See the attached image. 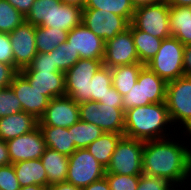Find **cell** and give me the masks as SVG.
<instances>
[{
    "label": "cell",
    "mask_w": 191,
    "mask_h": 190,
    "mask_svg": "<svg viewBox=\"0 0 191 190\" xmlns=\"http://www.w3.org/2000/svg\"><path fill=\"white\" fill-rule=\"evenodd\" d=\"M178 139L180 134L178 142L172 136L144 141L142 152L143 174L167 179L177 189L191 179V146Z\"/></svg>",
    "instance_id": "obj_1"
},
{
    "label": "cell",
    "mask_w": 191,
    "mask_h": 190,
    "mask_svg": "<svg viewBox=\"0 0 191 190\" xmlns=\"http://www.w3.org/2000/svg\"><path fill=\"white\" fill-rule=\"evenodd\" d=\"M170 125L166 102L137 106L125 111L124 136L142 141L175 136Z\"/></svg>",
    "instance_id": "obj_2"
},
{
    "label": "cell",
    "mask_w": 191,
    "mask_h": 190,
    "mask_svg": "<svg viewBox=\"0 0 191 190\" xmlns=\"http://www.w3.org/2000/svg\"><path fill=\"white\" fill-rule=\"evenodd\" d=\"M166 105L172 125L177 124L184 137L191 136V78L181 76L166 85ZM179 122V123H177ZM180 124H182L180 127ZM186 130V131H185ZM189 133V134H188ZM189 142L191 141V138Z\"/></svg>",
    "instance_id": "obj_3"
},
{
    "label": "cell",
    "mask_w": 191,
    "mask_h": 190,
    "mask_svg": "<svg viewBox=\"0 0 191 190\" xmlns=\"http://www.w3.org/2000/svg\"><path fill=\"white\" fill-rule=\"evenodd\" d=\"M167 83L144 65L137 83L123 96V110L151 103L166 102Z\"/></svg>",
    "instance_id": "obj_4"
},
{
    "label": "cell",
    "mask_w": 191,
    "mask_h": 190,
    "mask_svg": "<svg viewBox=\"0 0 191 190\" xmlns=\"http://www.w3.org/2000/svg\"><path fill=\"white\" fill-rule=\"evenodd\" d=\"M184 45L175 37L162 40L156 55L145 65L166 83L176 80L183 73Z\"/></svg>",
    "instance_id": "obj_5"
},
{
    "label": "cell",
    "mask_w": 191,
    "mask_h": 190,
    "mask_svg": "<svg viewBox=\"0 0 191 190\" xmlns=\"http://www.w3.org/2000/svg\"><path fill=\"white\" fill-rule=\"evenodd\" d=\"M144 141L123 136L112 154L105 173L142 175V152Z\"/></svg>",
    "instance_id": "obj_6"
},
{
    "label": "cell",
    "mask_w": 191,
    "mask_h": 190,
    "mask_svg": "<svg viewBox=\"0 0 191 190\" xmlns=\"http://www.w3.org/2000/svg\"><path fill=\"white\" fill-rule=\"evenodd\" d=\"M103 60L79 59L65 74V95L78 104L90 101V81Z\"/></svg>",
    "instance_id": "obj_7"
},
{
    "label": "cell",
    "mask_w": 191,
    "mask_h": 190,
    "mask_svg": "<svg viewBox=\"0 0 191 190\" xmlns=\"http://www.w3.org/2000/svg\"><path fill=\"white\" fill-rule=\"evenodd\" d=\"M66 182L85 188L105 176L106 168L85 149H77L69 157Z\"/></svg>",
    "instance_id": "obj_8"
},
{
    "label": "cell",
    "mask_w": 191,
    "mask_h": 190,
    "mask_svg": "<svg viewBox=\"0 0 191 190\" xmlns=\"http://www.w3.org/2000/svg\"><path fill=\"white\" fill-rule=\"evenodd\" d=\"M80 120L99 126L105 133L124 134L125 111L95 101L79 104Z\"/></svg>",
    "instance_id": "obj_9"
},
{
    "label": "cell",
    "mask_w": 191,
    "mask_h": 190,
    "mask_svg": "<svg viewBox=\"0 0 191 190\" xmlns=\"http://www.w3.org/2000/svg\"><path fill=\"white\" fill-rule=\"evenodd\" d=\"M131 23L137 29L160 39L172 36L169 29V5L165 0L136 8Z\"/></svg>",
    "instance_id": "obj_10"
},
{
    "label": "cell",
    "mask_w": 191,
    "mask_h": 190,
    "mask_svg": "<svg viewBox=\"0 0 191 190\" xmlns=\"http://www.w3.org/2000/svg\"><path fill=\"white\" fill-rule=\"evenodd\" d=\"M81 23L104 42L124 32L130 24L124 17L101 9H82Z\"/></svg>",
    "instance_id": "obj_11"
},
{
    "label": "cell",
    "mask_w": 191,
    "mask_h": 190,
    "mask_svg": "<svg viewBox=\"0 0 191 190\" xmlns=\"http://www.w3.org/2000/svg\"><path fill=\"white\" fill-rule=\"evenodd\" d=\"M80 120L79 104L69 96L52 98L38 126L69 128Z\"/></svg>",
    "instance_id": "obj_12"
},
{
    "label": "cell",
    "mask_w": 191,
    "mask_h": 190,
    "mask_svg": "<svg viewBox=\"0 0 191 190\" xmlns=\"http://www.w3.org/2000/svg\"><path fill=\"white\" fill-rule=\"evenodd\" d=\"M140 63L132 32L128 28L105 42L103 65L109 68Z\"/></svg>",
    "instance_id": "obj_13"
},
{
    "label": "cell",
    "mask_w": 191,
    "mask_h": 190,
    "mask_svg": "<svg viewBox=\"0 0 191 190\" xmlns=\"http://www.w3.org/2000/svg\"><path fill=\"white\" fill-rule=\"evenodd\" d=\"M11 164L16 162L40 159L46 149L41 129L34 130L6 141Z\"/></svg>",
    "instance_id": "obj_14"
},
{
    "label": "cell",
    "mask_w": 191,
    "mask_h": 190,
    "mask_svg": "<svg viewBox=\"0 0 191 190\" xmlns=\"http://www.w3.org/2000/svg\"><path fill=\"white\" fill-rule=\"evenodd\" d=\"M14 53V69L19 72L27 67L37 55L35 26L24 21L9 33Z\"/></svg>",
    "instance_id": "obj_15"
},
{
    "label": "cell",
    "mask_w": 191,
    "mask_h": 190,
    "mask_svg": "<svg viewBox=\"0 0 191 190\" xmlns=\"http://www.w3.org/2000/svg\"><path fill=\"white\" fill-rule=\"evenodd\" d=\"M10 87L19 99L22 111L33 115L39 120L43 116L50 99L43 95L41 91L32 87L20 72L13 77Z\"/></svg>",
    "instance_id": "obj_16"
},
{
    "label": "cell",
    "mask_w": 191,
    "mask_h": 190,
    "mask_svg": "<svg viewBox=\"0 0 191 190\" xmlns=\"http://www.w3.org/2000/svg\"><path fill=\"white\" fill-rule=\"evenodd\" d=\"M66 41L71 44L75 52H79L81 59L104 58L105 42L83 23L68 32Z\"/></svg>",
    "instance_id": "obj_17"
},
{
    "label": "cell",
    "mask_w": 191,
    "mask_h": 190,
    "mask_svg": "<svg viewBox=\"0 0 191 190\" xmlns=\"http://www.w3.org/2000/svg\"><path fill=\"white\" fill-rule=\"evenodd\" d=\"M31 84L50 100L65 96V74L62 71L51 70H20Z\"/></svg>",
    "instance_id": "obj_18"
},
{
    "label": "cell",
    "mask_w": 191,
    "mask_h": 190,
    "mask_svg": "<svg viewBox=\"0 0 191 190\" xmlns=\"http://www.w3.org/2000/svg\"><path fill=\"white\" fill-rule=\"evenodd\" d=\"M82 7L68 5L60 0H53V10L50 15V23H42L40 26L71 31L82 21Z\"/></svg>",
    "instance_id": "obj_19"
},
{
    "label": "cell",
    "mask_w": 191,
    "mask_h": 190,
    "mask_svg": "<svg viewBox=\"0 0 191 190\" xmlns=\"http://www.w3.org/2000/svg\"><path fill=\"white\" fill-rule=\"evenodd\" d=\"M38 119L24 111L0 118V139L8 141L34 130Z\"/></svg>",
    "instance_id": "obj_20"
},
{
    "label": "cell",
    "mask_w": 191,
    "mask_h": 190,
    "mask_svg": "<svg viewBox=\"0 0 191 190\" xmlns=\"http://www.w3.org/2000/svg\"><path fill=\"white\" fill-rule=\"evenodd\" d=\"M40 159L48 177V187L66 182L69 163L68 156L46 147Z\"/></svg>",
    "instance_id": "obj_21"
},
{
    "label": "cell",
    "mask_w": 191,
    "mask_h": 190,
    "mask_svg": "<svg viewBox=\"0 0 191 190\" xmlns=\"http://www.w3.org/2000/svg\"><path fill=\"white\" fill-rule=\"evenodd\" d=\"M17 180L21 187L41 185L48 188V177L41 159H31L13 164Z\"/></svg>",
    "instance_id": "obj_22"
},
{
    "label": "cell",
    "mask_w": 191,
    "mask_h": 190,
    "mask_svg": "<svg viewBox=\"0 0 191 190\" xmlns=\"http://www.w3.org/2000/svg\"><path fill=\"white\" fill-rule=\"evenodd\" d=\"M169 29L183 45L191 44V7L169 6Z\"/></svg>",
    "instance_id": "obj_23"
},
{
    "label": "cell",
    "mask_w": 191,
    "mask_h": 190,
    "mask_svg": "<svg viewBox=\"0 0 191 190\" xmlns=\"http://www.w3.org/2000/svg\"><path fill=\"white\" fill-rule=\"evenodd\" d=\"M39 128L42 131L46 147L68 157L77 150L68 128L54 126H39Z\"/></svg>",
    "instance_id": "obj_24"
},
{
    "label": "cell",
    "mask_w": 191,
    "mask_h": 190,
    "mask_svg": "<svg viewBox=\"0 0 191 190\" xmlns=\"http://www.w3.org/2000/svg\"><path fill=\"white\" fill-rule=\"evenodd\" d=\"M143 66V63H134L110 68L112 72V85L122 97L127 95L137 83L140 70Z\"/></svg>",
    "instance_id": "obj_25"
},
{
    "label": "cell",
    "mask_w": 191,
    "mask_h": 190,
    "mask_svg": "<svg viewBox=\"0 0 191 190\" xmlns=\"http://www.w3.org/2000/svg\"><path fill=\"white\" fill-rule=\"evenodd\" d=\"M128 28L132 32L139 62L145 65L156 55L157 51L160 49L163 39L137 29L132 23L129 24Z\"/></svg>",
    "instance_id": "obj_26"
},
{
    "label": "cell",
    "mask_w": 191,
    "mask_h": 190,
    "mask_svg": "<svg viewBox=\"0 0 191 190\" xmlns=\"http://www.w3.org/2000/svg\"><path fill=\"white\" fill-rule=\"evenodd\" d=\"M123 136L124 134L103 133L98 139L92 142L86 150H88L98 162L107 168L111 162L112 154L116 145Z\"/></svg>",
    "instance_id": "obj_27"
},
{
    "label": "cell",
    "mask_w": 191,
    "mask_h": 190,
    "mask_svg": "<svg viewBox=\"0 0 191 190\" xmlns=\"http://www.w3.org/2000/svg\"><path fill=\"white\" fill-rule=\"evenodd\" d=\"M68 31L61 29L35 26V43L37 52L50 53L58 45L67 40Z\"/></svg>",
    "instance_id": "obj_28"
},
{
    "label": "cell",
    "mask_w": 191,
    "mask_h": 190,
    "mask_svg": "<svg viewBox=\"0 0 191 190\" xmlns=\"http://www.w3.org/2000/svg\"><path fill=\"white\" fill-rule=\"evenodd\" d=\"M68 132H71L72 141L76 149L87 148L92 142L105 133L99 126L82 120H79L69 127Z\"/></svg>",
    "instance_id": "obj_29"
},
{
    "label": "cell",
    "mask_w": 191,
    "mask_h": 190,
    "mask_svg": "<svg viewBox=\"0 0 191 190\" xmlns=\"http://www.w3.org/2000/svg\"><path fill=\"white\" fill-rule=\"evenodd\" d=\"M83 9H101L132 22L135 8L130 0H86Z\"/></svg>",
    "instance_id": "obj_30"
},
{
    "label": "cell",
    "mask_w": 191,
    "mask_h": 190,
    "mask_svg": "<svg viewBox=\"0 0 191 190\" xmlns=\"http://www.w3.org/2000/svg\"><path fill=\"white\" fill-rule=\"evenodd\" d=\"M112 86V72L102 65L90 81V101H103Z\"/></svg>",
    "instance_id": "obj_31"
},
{
    "label": "cell",
    "mask_w": 191,
    "mask_h": 190,
    "mask_svg": "<svg viewBox=\"0 0 191 190\" xmlns=\"http://www.w3.org/2000/svg\"><path fill=\"white\" fill-rule=\"evenodd\" d=\"M50 55H53L54 67L59 71L66 72L80 59L79 52H75L67 41L58 45Z\"/></svg>",
    "instance_id": "obj_32"
},
{
    "label": "cell",
    "mask_w": 191,
    "mask_h": 190,
    "mask_svg": "<svg viewBox=\"0 0 191 190\" xmlns=\"http://www.w3.org/2000/svg\"><path fill=\"white\" fill-rule=\"evenodd\" d=\"M24 21L25 16L7 0H0V32L9 34Z\"/></svg>",
    "instance_id": "obj_33"
},
{
    "label": "cell",
    "mask_w": 191,
    "mask_h": 190,
    "mask_svg": "<svg viewBox=\"0 0 191 190\" xmlns=\"http://www.w3.org/2000/svg\"><path fill=\"white\" fill-rule=\"evenodd\" d=\"M53 10V0H35L25 21L33 26H40L42 23H50V15Z\"/></svg>",
    "instance_id": "obj_34"
},
{
    "label": "cell",
    "mask_w": 191,
    "mask_h": 190,
    "mask_svg": "<svg viewBox=\"0 0 191 190\" xmlns=\"http://www.w3.org/2000/svg\"><path fill=\"white\" fill-rule=\"evenodd\" d=\"M22 106L13 89L8 86L0 89V118L21 112Z\"/></svg>",
    "instance_id": "obj_35"
},
{
    "label": "cell",
    "mask_w": 191,
    "mask_h": 190,
    "mask_svg": "<svg viewBox=\"0 0 191 190\" xmlns=\"http://www.w3.org/2000/svg\"><path fill=\"white\" fill-rule=\"evenodd\" d=\"M140 176L105 173L110 190H137Z\"/></svg>",
    "instance_id": "obj_36"
},
{
    "label": "cell",
    "mask_w": 191,
    "mask_h": 190,
    "mask_svg": "<svg viewBox=\"0 0 191 190\" xmlns=\"http://www.w3.org/2000/svg\"><path fill=\"white\" fill-rule=\"evenodd\" d=\"M137 190H176V187L167 179L142 174Z\"/></svg>",
    "instance_id": "obj_37"
},
{
    "label": "cell",
    "mask_w": 191,
    "mask_h": 190,
    "mask_svg": "<svg viewBox=\"0 0 191 190\" xmlns=\"http://www.w3.org/2000/svg\"><path fill=\"white\" fill-rule=\"evenodd\" d=\"M20 187L13 164L0 166V190H19Z\"/></svg>",
    "instance_id": "obj_38"
},
{
    "label": "cell",
    "mask_w": 191,
    "mask_h": 190,
    "mask_svg": "<svg viewBox=\"0 0 191 190\" xmlns=\"http://www.w3.org/2000/svg\"><path fill=\"white\" fill-rule=\"evenodd\" d=\"M22 70L59 71L56 67H54L53 55L43 52H37V55L32 59V62Z\"/></svg>",
    "instance_id": "obj_39"
},
{
    "label": "cell",
    "mask_w": 191,
    "mask_h": 190,
    "mask_svg": "<svg viewBox=\"0 0 191 190\" xmlns=\"http://www.w3.org/2000/svg\"><path fill=\"white\" fill-rule=\"evenodd\" d=\"M0 62L11 65L14 68V53L8 33L0 32Z\"/></svg>",
    "instance_id": "obj_40"
},
{
    "label": "cell",
    "mask_w": 191,
    "mask_h": 190,
    "mask_svg": "<svg viewBox=\"0 0 191 190\" xmlns=\"http://www.w3.org/2000/svg\"><path fill=\"white\" fill-rule=\"evenodd\" d=\"M17 73L11 65L0 62V89L10 86Z\"/></svg>",
    "instance_id": "obj_41"
},
{
    "label": "cell",
    "mask_w": 191,
    "mask_h": 190,
    "mask_svg": "<svg viewBox=\"0 0 191 190\" xmlns=\"http://www.w3.org/2000/svg\"><path fill=\"white\" fill-rule=\"evenodd\" d=\"M98 104L112 105V107L115 108H123V97L112 86L103 98V101H98Z\"/></svg>",
    "instance_id": "obj_42"
},
{
    "label": "cell",
    "mask_w": 191,
    "mask_h": 190,
    "mask_svg": "<svg viewBox=\"0 0 191 190\" xmlns=\"http://www.w3.org/2000/svg\"><path fill=\"white\" fill-rule=\"evenodd\" d=\"M23 16H26L35 0H7Z\"/></svg>",
    "instance_id": "obj_43"
},
{
    "label": "cell",
    "mask_w": 191,
    "mask_h": 190,
    "mask_svg": "<svg viewBox=\"0 0 191 190\" xmlns=\"http://www.w3.org/2000/svg\"><path fill=\"white\" fill-rule=\"evenodd\" d=\"M183 73L191 78V44L184 45Z\"/></svg>",
    "instance_id": "obj_44"
},
{
    "label": "cell",
    "mask_w": 191,
    "mask_h": 190,
    "mask_svg": "<svg viewBox=\"0 0 191 190\" xmlns=\"http://www.w3.org/2000/svg\"><path fill=\"white\" fill-rule=\"evenodd\" d=\"M81 190H110V186L106 177L104 176L103 178L94 181L87 187L82 188Z\"/></svg>",
    "instance_id": "obj_45"
},
{
    "label": "cell",
    "mask_w": 191,
    "mask_h": 190,
    "mask_svg": "<svg viewBox=\"0 0 191 190\" xmlns=\"http://www.w3.org/2000/svg\"><path fill=\"white\" fill-rule=\"evenodd\" d=\"M11 164L6 142L0 139V166Z\"/></svg>",
    "instance_id": "obj_46"
},
{
    "label": "cell",
    "mask_w": 191,
    "mask_h": 190,
    "mask_svg": "<svg viewBox=\"0 0 191 190\" xmlns=\"http://www.w3.org/2000/svg\"><path fill=\"white\" fill-rule=\"evenodd\" d=\"M50 190H81V188H78L74 186L73 184H70L68 182H62L58 184H54L52 186L48 187Z\"/></svg>",
    "instance_id": "obj_47"
},
{
    "label": "cell",
    "mask_w": 191,
    "mask_h": 190,
    "mask_svg": "<svg viewBox=\"0 0 191 190\" xmlns=\"http://www.w3.org/2000/svg\"><path fill=\"white\" fill-rule=\"evenodd\" d=\"M134 8L161 3L164 0H130Z\"/></svg>",
    "instance_id": "obj_48"
},
{
    "label": "cell",
    "mask_w": 191,
    "mask_h": 190,
    "mask_svg": "<svg viewBox=\"0 0 191 190\" xmlns=\"http://www.w3.org/2000/svg\"><path fill=\"white\" fill-rule=\"evenodd\" d=\"M169 6H188L191 7V0H165Z\"/></svg>",
    "instance_id": "obj_49"
},
{
    "label": "cell",
    "mask_w": 191,
    "mask_h": 190,
    "mask_svg": "<svg viewBox=\"0 0 191 190\" xmlns=\"http://www.w3.org/2000/svg\"><path fill=\"white\" fill-rule=\"evenodd\" d=\"M60 1L64 4L75 5L83 8L86 0H60Z\"/></svg>",
    "instance_id": "obj_50"
},
{
    "label": "cell",
    "mask_w": 191,
    "mask_h": 190,
    "mask_svg": "<svg viewBox=\"0 0 191 190\" xmlns=\"http://www.w3.org/2000/svg\"><path fill=\"white\" fill-rule=\"evenodd\" d=\"M45 189L46 187L41 185H28L25 187H20L19 190H45Z\"/></svg>",
    "instance_id": "obj_51"
}]
</instances>
